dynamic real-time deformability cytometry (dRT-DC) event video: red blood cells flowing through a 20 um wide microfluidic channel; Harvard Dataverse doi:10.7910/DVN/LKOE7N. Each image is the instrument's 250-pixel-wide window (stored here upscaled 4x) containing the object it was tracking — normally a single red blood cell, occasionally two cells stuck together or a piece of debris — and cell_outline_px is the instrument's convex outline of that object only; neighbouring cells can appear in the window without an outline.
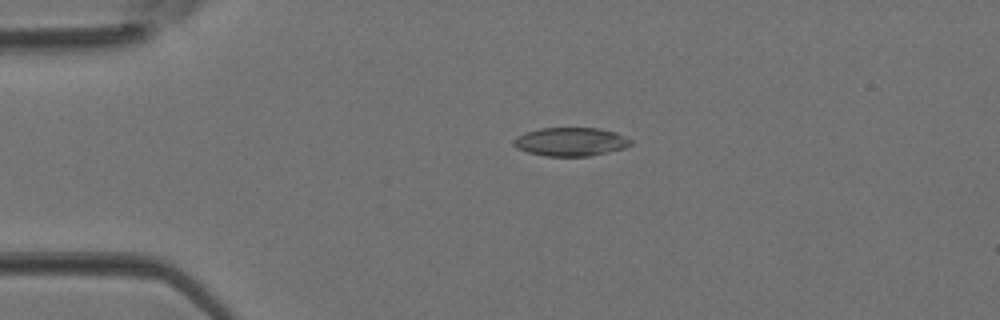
{"species": "Egyptian fruit bat (a non-hibernating species)", "species_latin": "Rousettus aegyptiacus", "temperature_condition": "room temperature", "stored_images_in_passage": 3, "camera_frame_rate_fps": 3000, "um_per_image_px": 0.085, "animal": {"sex": "female"}, "frame": {"image": 1, "passage_image": 2, "time_ms": 0.333, "image_size_px": [1000, 320], "cell_outline_px": [[632, 144], [624, 148], [608, 152], [588, 156], [544, 156], [528, 152], [516, 148], [512, 144], [512, 140], [528, 132], [540, 128], [600, 128], [616, 132], [632, 140]], "centroid_in_image_um": [48.52, 12.05], "position_along_channel_um": 36.5, "area_um2": 19.42}}
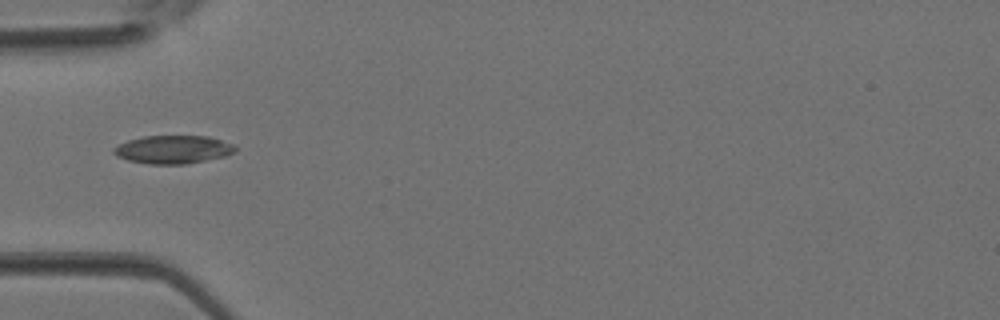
{"frame": {"image": 2, "passage_image": 3, "time_ms": 0.667, "image_size_px": [1000, 320], "cell_outline_px": [[236, 152], [228, 156], [184, 164], [148, 164], [128, 160], [116, 156], [112, 152], [112, 148], [128, 140], [144, 136], [208, 136], [232, 144], [236, 148]], "centroid_in_image_um": [14.71, 12.71], "position_along_channel_um": 70.3, "area_um2": 20.0}}